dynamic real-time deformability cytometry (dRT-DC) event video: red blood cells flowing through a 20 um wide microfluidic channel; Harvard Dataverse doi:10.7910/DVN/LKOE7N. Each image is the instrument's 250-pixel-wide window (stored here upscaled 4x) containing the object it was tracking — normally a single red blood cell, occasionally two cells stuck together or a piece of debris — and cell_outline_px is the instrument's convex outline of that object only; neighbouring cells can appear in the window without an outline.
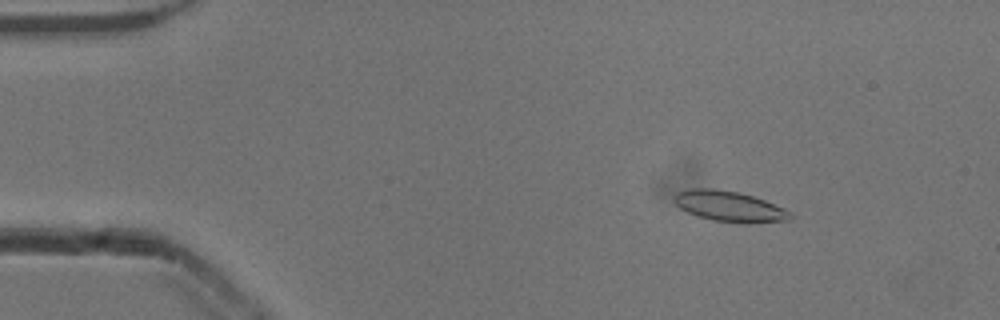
{"species": "common noctule bat (a hibernating species)", "species_latin": "Nyctalus noctula", "temperature_condition": "cold", "stored_images_in_passage": 54, "camera_frame_rate_fps": 3000, "um_per_image_px": 0.085, "animal": {"sex": "male", "body_mass_g": 13.3}, "frame": {"image": 1, "passage_image": 8, "time_ms": 2.333, "image_size_px": [1000, 320], "cell_outline_px": [[792, 220], [748, 224], [712, 220], [688, 212], [680, 208], [672, 200], [672, 196], [676, 192], [688, 188], [712, 188], [736, 192], [752, 196], [764, 200], [784, 208], [792, 212]], "centroid_in_image_um": [62.0, 17.54], "position_along_channel_um": 23.0, "area_um2": 20.87}}
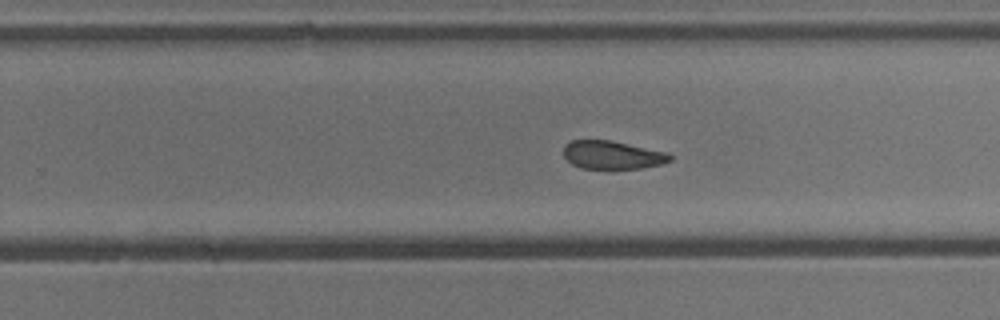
{"frame": {"image": 2, "passage_image": 34, "time_ms": 11.0, "image_size_px": [1000, 320], "cell_outline_px": [[672, 160], [660, 164], [640, 168], [580, 168], [572, 164], [564, 156], [564, 144], [572, 140], [608, 140], [668, 152], [672, 156]], "centroid_in_image_um": [52.04, 13.16], "position_along_channel_um": 277.8, "area_um2": 17.34}}
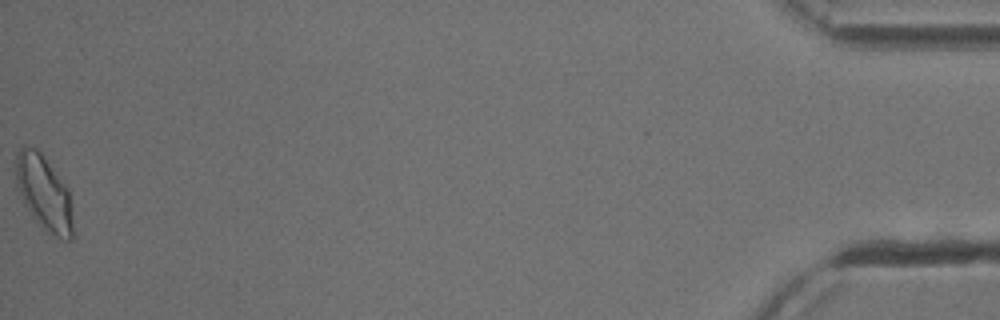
{"frame": {"image": 3, "passage_image": 54, "time_ms": 17.667, "image_size_px": [1000, 320], "cell_outline_px": [[72, 240], [64, 240], [48, 232], [36, 220], [24, 204], [16, 180], [16, 152], [24, 144], [28, 144], [36, 148], [44, 156], [68, 188], [72, 220]], "centroid_in_image_um": [3.73, 16.34], "position_along_channel_um": 431.5, "area_um2": 24.57}, "authors_computed_cell_mechanics": {"area_um2": 19.6231, "velocity_mm_per_s": 3.8554, "shape_relaxation_time_tau1_ms": null, "shape_relaxation_time_tau2_ms": 2.7462, "deformation_change_tau1": null, "deformation_change_tau2": 0.0941}}